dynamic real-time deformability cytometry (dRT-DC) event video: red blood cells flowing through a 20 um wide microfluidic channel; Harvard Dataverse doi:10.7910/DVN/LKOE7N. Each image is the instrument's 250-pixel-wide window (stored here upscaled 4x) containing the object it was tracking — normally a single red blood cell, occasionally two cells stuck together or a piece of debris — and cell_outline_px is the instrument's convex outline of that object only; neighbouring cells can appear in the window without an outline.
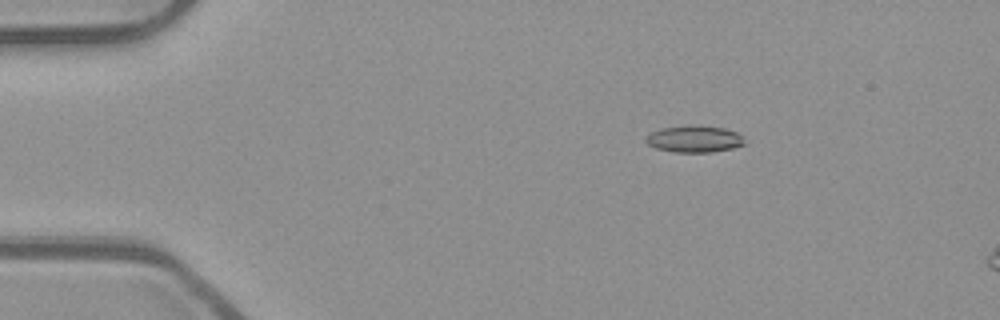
{"species": "common noctule bat (a hibernating species)", "species_latin": "Nyctalus noctula", "temperature_condition": "room temperature", "stored_images_in_passage": 8, "camera_frame_rate_fps": 3000, "um_per_image_px": 0.085, "animal": {"sex": "male", "body_mass_g": 23.1, "forearm_length_mm": 52.7}, "frame": {"image": 1, "passage_image": 2, "time_ms": 0.333, "image_size_px": [1000, 320], "cell_outline_px": [[744, 144], [732, 148], [712, 152], [672, 152], [656, 148], [648, 144], [644, 140], [652, 132], [660, 128], [692, 124], [724, 128], [736, 132], [744, 140]], "centroid_in_image_um": [58.99, 11.8], "position_along_channel_um": 26.0, "area_um2": 15.37}}